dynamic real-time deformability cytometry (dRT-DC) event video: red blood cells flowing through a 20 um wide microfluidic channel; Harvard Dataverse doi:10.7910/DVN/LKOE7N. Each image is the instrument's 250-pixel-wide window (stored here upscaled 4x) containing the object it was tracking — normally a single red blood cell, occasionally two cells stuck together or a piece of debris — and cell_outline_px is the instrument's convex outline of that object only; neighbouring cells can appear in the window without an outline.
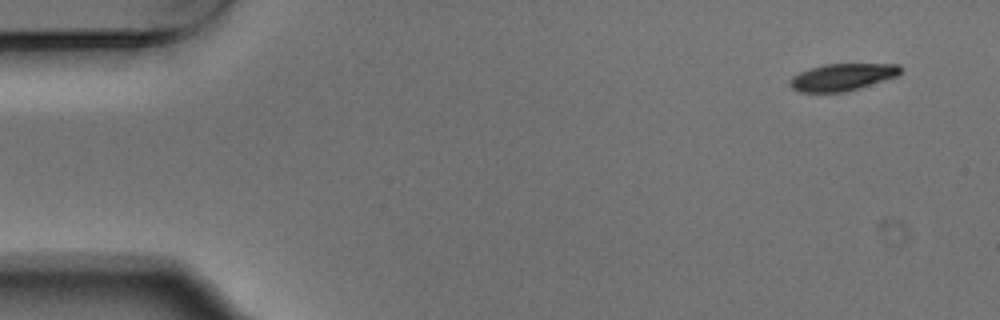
{"species": "Egyptian fruit bat (a non-hibernating species)", "species_latin": "Rousettus aegyptiacus", "temperature_condition": "warm", "stored_images_in_passage": 7, "camera_frame_rate_fps": 3000, "um_per_image_px": 0.085, "animal": {"sex": "male"}, "frame": {"image": 1, "passage_image": 1, "time_ms": 0.0, "image_size_px": [1000, 320], "cell_outline_px": [[904, 68], [896, 76], [844, 92], [800, 92], [792, 88], [792, 76], [800, 72], [824, 64], [900, 64]], "centroid_in_image_um": [71.62, 6.54], "position_along_channel_um": 13.4, "area_um2": 17.05}}
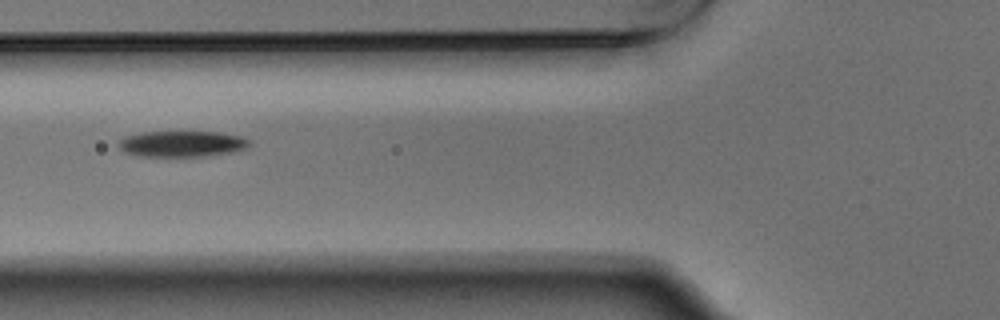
{"frame": {"image": 2, "passage_image": 5, "time_ms": 1.333, "image_size_px": [1000, 320], "cell_outline_px": [[252, 140], [244, 148], [232, 152], [204, 156], [136, 156], [124, 152], [116, 144], [124, 136], [140, 132], [220, 132], [240, 136]], "centroid_in_image_um": [15.41, 12.22], "position_along_channel_um": 110.4, "area_um2": 19.83}}
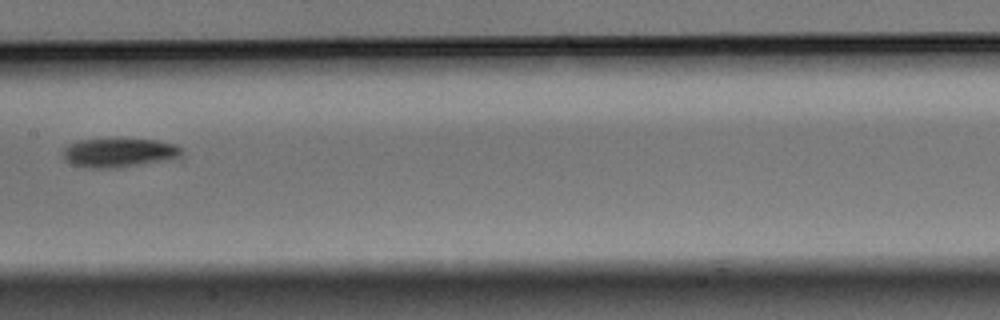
{"frame": {"image": 3, "passage_image": 7, "time_ms": 2.0, "image_size_px": [1000, 320], "cell_outline_px": [[180, 152], [164, 160], [116, 168], [88, 168], [72, 164], [64, 160], [64, 148], [68, 144], [80, 140], [116, 136], [120, 136], [156, 140], [176, 144], [180, 148]], "centroid_in_image_um": [10.01, 12.92], "position_along_channel_um": 197.4, "area_um2": 20.46}}